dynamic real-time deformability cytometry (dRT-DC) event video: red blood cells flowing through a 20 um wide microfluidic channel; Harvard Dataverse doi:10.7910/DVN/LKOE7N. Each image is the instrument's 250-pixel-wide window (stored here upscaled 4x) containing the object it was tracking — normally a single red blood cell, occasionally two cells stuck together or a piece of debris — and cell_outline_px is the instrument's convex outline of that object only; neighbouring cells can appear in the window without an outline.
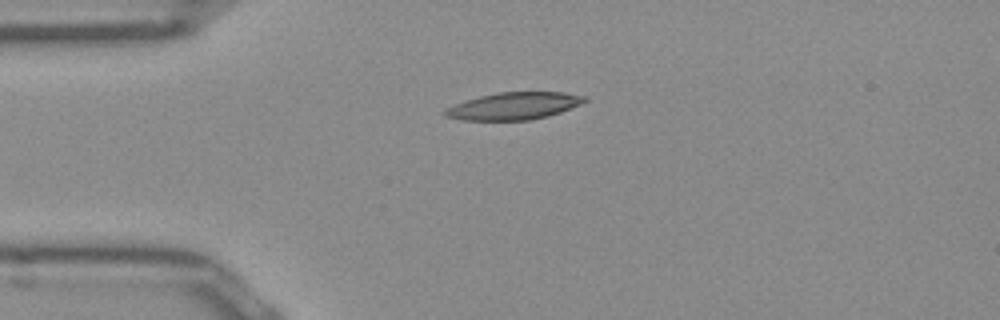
{"species": "Egyptian fruit bat (a non-hibernating species)", "species_latin": "Rousettus aegyptiacus", "temperature_condition": "room temperature", "stored_images_in_passage": 34, "camera_frame_rate_fps": 3000, "um_per_image_px": 0.085, "frame": {"image": 1, "passage_image": 1, "time_ms": 0.0, "image_size_px": [1000, 320], "cell_outline_px": [[588, 100], [580, 104], [560, 112], [548, 116], [528, 120], [464, 120], [444, 116], [444, 112], [448, 108], [464, 100], [480, 96], [500, 92], [564, 92], [588, 96]], "centroid_in_image_um": [43.72, 9.0], "position_along_channel_um": 41.3, "area_um2": 22.02}}
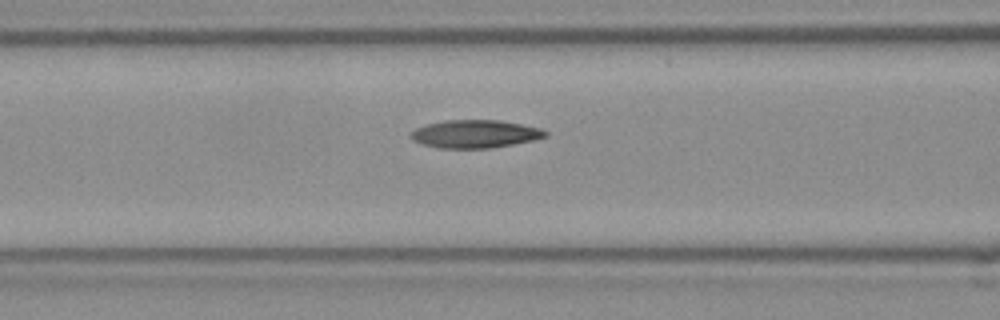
{"frame": {"image": 2, "passage_image": 9, "time_ms": 2.667, "image_size_px": [1000, 320], "cell_outline_px": [[548, 136], [532, 140], [492, 148], [436, 148], [420, 144], [412, 140], [408, 136], [416, 128], [424, 124], [444, 120], [500, 120], [540, 128], [548, 132]], "centroid_in_image_um": [40.32, 11.38], "position_along_channel_um": 126.3, "area_um2": 22.08}}
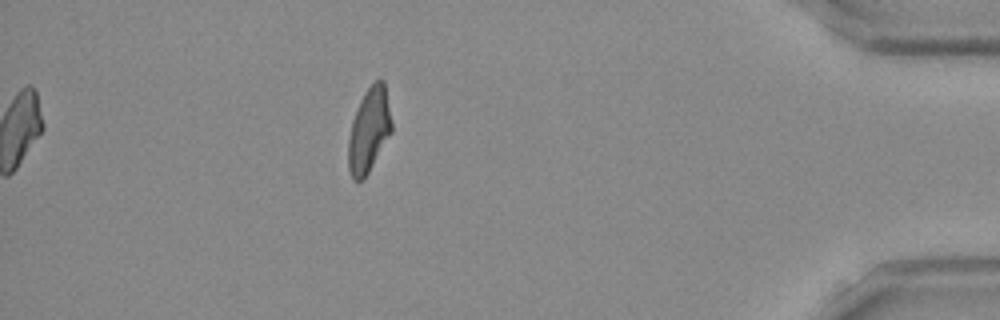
{"frame": {"image": 3, "passage_image": 34, "time_ms": 11.0, "image_size_px": [1000, 320], "cell_outline_px": [[392, 132], [364, 180], [352, 180], [348, 168], [348, 140], [352, 120], [360, 100], [364, 92], [376, 80], [384, 80], [392, 120]], "centroid_in_image_um": [31.37, 11.08], "position_along_channel_um": 403.8, "area_um2": 21.44}, "authors_computed_cell_mechanics": {"area_um2": 21.8195, "velocity_mm_per_s": 3.9432, "shape_relaxation_time_tau1_ms": null, "shape_relaxation_time_tau2_ms": 6.1292, "deformation_change_tau1": null, "deformation_change_tau2": 0.1575}}